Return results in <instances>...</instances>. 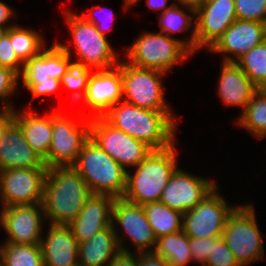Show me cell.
<instances>
[{
    "mask_svg": "<svg viewBox=\"0 0 266 266\" xmlns=\"http://www.w3.org/2000/svg\"><path fill=\"white\" fill-rule=\"evenodd\" d=\"M102 117L152 150H163L173 145L179 128V117L174 111L143 109L125 101L113 105Z\"/></svg>",
    "mask_w": 266,
    "mask_h": 266,
    "instance_id": "1",
    "label": "cell"
},
{
    "mask_svg": "<svg viewBox=\"0 0 266 266\" xmlns=\"http://www.w3.org/2000/svg\"><path fill=\"white\" fill-rule=\"evenodd\" d=\"M92 195L82 176L72 167H50L43 191L47 224L70 225Z\"/></svg>",
    "mask_w": 266,
    "mask_h": 266,
    "instance_id": "2",
    "label": "cell"
},
{
    "mask_svg": "<svg viewBox=\"0 0 266 266\" xmlns=\"http://www.w3.org/2000/svg\"><path fill=\"white\" fill-rule=\"evenodd\" d=\"M172 38L161 32L142 31L130 46L125 47L124 60L140 68L166 74L196 54V34ZM127 48V49H126Z\"/></svg>",
    "mask_w": 266,
    "mask_h": 266,
    "instance_id": "3",
    "label": "cell"
},
{
    "mask_svg": "<svg viewBox=\"0 0 266 266\" xmlns=\"http://www.w3.org/2000/svg\"><path fill=\"white\" fill-rule=\"evenodd\" d=\"M176 143L163 150H152L136 167L127 171L123 199L137 205L160 201L162 192L178 167ZM178 163V164H177Z\"/></svg>",
    "mask_w": 266,
    "mask_h": 266,
    "instance_id": "4",
    "label": "cell"
},
{
    "mask_svg": "<svg viewBox=\"0 0 266 266\" xmlns=\"http://www.w3.org/2000/svg\"><path fill=\"white\" fill-rule=\"evenodd\" d=\"M67 9H64L62 13L72 37L71 41H73L69 45L73 44L72 48L77 57H73L69 45L57 43L69 56H72L73 61L77 59L76 62L83 63L93 70H106L117 66L121 58H118L119 55L107 36L101 34L93 23L87 22L78 13Z\"/></svg>",
    "mask_w": 266,
    "mask_h": 266,
    "instance_id": "5",
    "label": "cell"
},
{
    "mask_svg": "<svg viewBox=\"0 0 266 266\" xmlns=\"http://www.w3.org/2000/svg\"><path fill=\"white\" fill-rule=\"evenodd\" d=\"M72 167L85 180L92 194L123 197L126 190L127 170L91 138L84 144Z\"/></svg>",
    "mask_w": 266,
    "mask_h": 266,
    "instance_id": "6",
    "label": "cell"
},
{
    "mask_svg": "<svg viewBox=\"0 0 266 266\" xmlns=\"http://www.w3.org/2000/svg\"><path fill=\"white\" fill-rule=\"evenodd\" d=\"M68 116L61 110L52 111V139L47 157V168L73 166L84 144L90 139L91 119L78 112Z\"/></svg>",
    "mask_w": 266,
    "mask_h": 266,
    "instance_id": "7",
    "label": "cell"
},
{
    "mask_svg": "<svg viewBox=\"0 0 266 266\" xmlns=\"http://www.w3.org/2000/svg\"><path fill=\"white\" fill-rule=\"evenodd\" d=\"M245 203L229 215L222 232V239L240 266L262 262L266 256L254 205Z\"/></svg>",
    "mask_w": 266,
    "mask_h": 266,
    "instance_id": "8",
    "label": "cell"
},
{
    "mask_svg": "<svg viewBox=\"0 0 266 266\" xmlns=\"http://www.w3.org/2000/svg\"><path fill=\"white\" fill-rule=\"evenodd\" d=\"M123 101L137 107L154 111H174L166 100L164 76L166 73L154 69L134 66L121 58Z\"/></svg>",
    "mask_w": 266,
    "mask_h": 266,
    "instance_id": "9",
    "label": "cell"
},
{
    "mask_svg": "<svg viewBox=\"0 0 266 266\" xmlns=\"http://www.w3.org/2000/svg\"><path fill=\"white\" fill-rule=\"evenodd\" d=\"M112 226L120 250L133 252V249L125 245L126 238L134 246V252L154 251L157 238L142 205L115 198L112 207Z\"/></svg>",
    "mask_w": 266,
    "mask_h": 266,
    "instance_id": "10",
    "label": "cell"
},
{
    "mask_svg": "<svg viewBox=\"0 0 266 266\" xmlns=\"http://www.w3.org/2000/svg\"><path fill=\"white\" fill-rule=\"evenodd\" d=\"M219 192L220 186L217 185L194 208L183 213L182 231L188 237H222L225 223L238 205L229 204Z\"/></svg>",
    "mask_w": 266,
    "mask_h": 266,
    "instance_id": "11",
    "label": "cell"
},
{
    "mask_svg": "<svg viewBox=\"0 0 266 266\" xmlns=\"http://www.w3.org/2000/svg\"><path fill=\"white\" fill-rule=\"evenodd\" d=\"M90 138L127 171L138 166L152 151L145 143L113 127L103 117L91 118Z\"/></svg>",
    "mask_w": 266,
    "mask_h": 266,
    "instance_id": "12",
    "label": "cell"
},
{
    "mask_svg": "<svg viewBox=\"0 0 266 266\" xmlns=\"http://www.w3.org/2000/svg\"><path fill=\"white\" fill-rule=\"evenodd\" d=\"M48 168H12L0 171L1 208L42 203Z\"/></svg>",
    "mask_w": 266,
    "mask_h": 266,
    "instance_id": "13",
    "label": "cell"
},
{
    "mask_svg": "<svg viewBox=\"0 0 266 266\" xmlns=\"http://www.w3.org/2000/svg\"><path fill=\"white\" fill-rule=\"evenodd\" d=\"M46 221L42 203L7 206L0 210V227L6 233L4 242L40 244Z\"/></svg>",
    "mask_w": 266,
    "mask_h": 266,
    "instance_id": "14",
    "label": "cell"
},
{
    "mask_svg": "<svg viewBox=\"0 0 266 266\" xmlns=\"http://www.w3.org/2000/svg\"><path fill=\"white\" fill-rule=\"evenodd\" d=\"M218 184L177 167L164 188L160 202L182 213L200 203Z\"/></svg>",
    "mask_w": 266,
    "mask_h": 266,
    "instance_id": "15",
    "label": "cell"
},
{
    "mask_svg": "<svg viewBox=\"0 0 266 266\" xmlns=\"http://www.w3.org/2000/svg\"><path fill=\"white\" fill-rule=\"evenodd\" d=\"M236 19L235 0H207L195 10L196 53L208 51Z\"/></svg>",
    "mask_w": 266,
    "mask_h": 266,
    "instance_id": "16",
    "label": "cell"
},
{
    "mask_svg": "<svg viewBox=\"0 0 266 266\" xmlns=\"http://www.w3.org/2000/svg\"><path fill=\"white\" fill-rule=\"evenodd\" d=\"M82 101L91 111L82 114L90 119L102 117L113 105L123 101L121 68L117 65L106 70H94Z\"/></svg>",
    "mask_w": 266,
    "mask_h": 266,
    "instance_id": "17",
    "label": "cell"
},
{
    "mask_svg": "<svg viewBox=\"0 0 266 266\" xmlns=\"http://www.w3.org/2000/svg\"><path fill=\"white\" fill-rule=\"evenodd\" d=\"M266 40V24L249 20H235L208 50L220 54L225 62H236L257 44Z\"/></svg>",
    "mask_w": 266,
    "mask_h": 266,
    "instance_id": "18",
    "label": "cell"
},
{
    "mask_svg": "<svg viewBox=\"0 0 266 266\" xmlns=\"http://www.w3.org/2000/svg\"><path fill=\"white\" fill-rule=\"evenodd\" d=\"M72 56L56 42L24 63L19 81L23 83L60 82L67 72Z\"/></svg>",
    "mask_w": 266,
    "mask_h": 266,
    "instance_id": "19",
    "label": "cell"
},
{
    "mask_svg": "<svg viewBox=\"0 0 266 266\" xmlns=\"http://www.w3.org/2000/svg\"><path fill=\"white\" fill-rule=\"evenodd\" d=\"M114 201L115 197L105 194H92L87 199L76 219L68 225L79 244L112 224Z\"/></svg>",
    "mask_w": 266,
    "mask_h": 266,
    "instance_id": "20",
    "label": "cell"
},
{
    "mask_svg": "<svg viewBox=\"0 0 266 266\" xmlns=\"http://www.w3.org/2000/svg\"><path fill=\"white\" fill-rule=\"evenodd\" d=\"M220 64L216 89L219 100L227 107H241V114L259 88L244 74L236 62L222 61Z\"/></svg>",
    "mask_w": 266,
    "mask_h": 266,
    "instance_id": "21",
    "label": "cell"
},
{
    "mask_svg": "<svg viewBox=\"0 0 266 266\" xmlns=\"http://www.w3.org/2000/svg\"><path fill=\"white\" fill-rule=\"evenodd\" d=\"M41 239L44 266H72L79 263V243L69 226L48 224Z\"/></svg>",
    "mask_w": 266,
    "mask_h": 266,
    "instance_id": "22",
    "label": "cell"
},
{
    "mask_svg": "<svg viewBox=\"0 0 266 266\" xmlns=\"http://www.w3.org/2000/svg\"><path fill=\"white\" fill-rule=\"evenodd\" d=\"M12 168H47L43 159L25 140L21 127L15 121L0 141V171Z\"/></svg>",
    "mask_w": 266,
    "mask_h": 266,
    "instance_id": "23",
    "label": "cell"
},
{
    "mask_svg": "<svg viewBox=\"0 0 266 266\" xmlns=\"http://www.w3.org/2000/svg\"><path fill=\"white\" fill-rule=\"evenodd\" d=\"M15 122L21 127L28 144L44 160L52 139V110L40 115L31 108L22 111L15 108Z\"/></svg>",
    "mask_w": 266,
    "mask_h": 266,
    "instance_id": "24",
    "label": "cell"
},
{
    "mask_svg": "<svg viewBox=\"0 0 266 266\" xmlns=\"http://www.w3.org/2000/svg\"><path fill=\"white\" fill-rule=\"evenodd\" d=\"M120 251L112 224L79 244L81 266H108Z\"/></svg>",
    "mask_w": 266,
    "mask_h": 266,
    "instance_id": "25",
    "label": "cell"
},
{
    "mask_svg": "<svg viewBox=\"0 0 266 266\" xmlns=\"http://www.w3.org/2000/svg\"><path fill=\"white\" fill-rule=\"evenodd\" d=\"M143 209L157 239L182 230V212L171 209L160 201L144 204Z\"/></svg>",
    "mask_w": 266,
    "mask_h": 266,
    "instance_id": "26",
    "label": "cell"
},
{
    "mask_svg": "<svg viewBox=\"0 0 266 266\" xmlns=\"http://www.w3.org/2000/svg\"><path fill=\"white\" fill-rule=\"evenodd\" d=\"M154 252L170 266H187L192 263L189 237L182 230L158 238Z\"/></svg>",
    "mask_w": 266,
    "mask_h": 266,
    "instance_id": "27",
    "label": "cell"
},
{
    "mask_svg": "<svg viewBox=\"0 0 266 266\" xmlns=\"http://www.w3.org/2000/svg\"><path fill=\"white\" fill-rule=\"evenodd\" d=\"M181 6V7H180ZM158 26L161 33L172 37L174 34L190 32L196 34L195 10L174 3L169 9L158 13ZM172 35V36H171Z\"/></svg>",
    "mask_w": 266,
    "mask_h": 266,
    "instance_id": "28",
    "label": "cell"
},
{
    "mask_svg": "<svg viewBox=\"0 0 266 266\" xmlns=\"http://www.w3.org/2000/svg\"><path fill=\"white\" fill-rule=\"evenodd\" d=\"M236 121L258 141L266 138V95L258 90Z\"/></svg>",
    "mask_w": 266,
    "mask_h": 266,
    "instance_id": "29",
    "label": "cell"
},
{
    "mask_svg": "<svg viewBox=\"0 0 266 266\" xmlns=\"http://www.w3.org/2000/svg\"><path fill=\"white\" fill-rule=\"evenodd\" d=\"M10 41L16 55L23 63L37 56L48 46L41 32L19 24L10 27Z\"/></svg>",
    "mask_w": 266,
    "mask_h": 266,
    "instance_id": "30",
    "label": "cell"
},
{
    "mask_svg": "<svg viewBox=\"0 0 266 266\" xmlns=\"http://www.w3.org/2000/svg\"><path fill=\"white\" fill-rule=\"evenodd\" d=\"M1 266H44L40 244L0 243Z\"/></svg>",
    "mask_w": 266,
    "mask_h": 266,
    "instance_id": "31",
    "label": "cell"
},
{
    "mask_svg": "<svg viewBox=\"0 0 266 266\" xmlns=\"http://www.w3.org/2000/svg\"><path fill=\"white\" fill-rule=\"evenodd\" d=\"M236 63L244 74L260 88L266 82V40L250 49Z\"/></svg>",
    "mask_w": 266,
    "mask_h": 266,
    "instance_id": "32",
    "label": "cell"
},
{
    "mask_svg": "<svg viewBox=\"0 0 266 266\" xmlns=\"http://www.w3.org/2000/svg\"><path fill=\"white\" fill-rule=\"evenodd\" d=\"M93 71V69L83 63L73 60L69 63L68 70L60 79V83L63 88L72 91V102L81 101L84 98L89 78Z\"/></svg>",
    "mask_w": 266,
    "mask_h": 266,
    "instance_id": "33",
    "label": "cell"
},
{
    "mask_svg": "<svg viewBox=\"0 0 266 266\" xmlns=\"http://www.w3.org/2000/svg\"><path fill=\"white\" fill-rule=\"evenodd\" d=\"M19 75L12 69L0 67V107L1 108H16L13 105L12 97L19 90ZM17 90V91H16ZM16 92V93H15ZM11 99V101H10Z\"/></svg>",
    "mask_w": 266,
    "mask_h": 266,
    "instance_id": "34",
    "label": "cell"
},
{
    "mask_svg": "<svg viewBox=\"0 0 266 266\" xmlns=\"http://www.w3.org/2000/svg\"><path fill=\"white\" fill-rule=\"evenodd\" d=\"M237 20L266 24V0H235Z\"/></svg>",
    "mask_w": 266,
    "mask_h": 266,
    "instance_id": "35",
    "label": "cell"
},
{
    "mask_svg": "<svg viewBox=\"0 0 266 266\" xmlns=\"http://www.w3.org/2000/svg\"><path fill=\"white\" fill-rule=\"evenodd\" d=\"M204 266H240L222 237H211V250Z\"/></svg>",
    "mask_w": 266,
    "mask_h": 266,
    "instance_id": "36",
    "label": "cell"
},
{
    "mask_svg": "<svg viewBox=\"0 0 266 266\" xmlns=\"http://www.w3.org/2000/svg\"><path fill=\"white\" fill-rule=\"evenodd\" d=\"M105 9L106 8L103 6L93 5V7H91L88 12L82 13L80 16H82L87 22L93 23L96 26L97 30L101 34L106 36V34L108 35V32L113 28L112 21L116 16L114 15L115 13L112 10ZM97 11L100 12L97 14ZM101 12L105 16H102V14L99 16Z\"/></svg>",
    "mask_w": 266,
    "mask_h": 266,
    "instance_id": "37",
    "label": "cell"
},
{
    "mask_svg": "<svg viewBox=\"0 0 266 266\" xmlns=\"http://www.w3.org/2000/svg\"><path fill=\"white\" fill-rule=\"evenodd\" d=\"M0 65L12 69L18 75L23 71L24 63L16 55L10 41V28L0 41Z\"/></svg>",
    "mask_w": 266,
    "mask_h": 266,
    "instance_id": "38",
    "label": "cell"
},
{
    "mask_svg": "<svg viewBox=\"0 0 266 266\" xmlns=\"http://www.w3.org/2000/svg\"><path fill=\"white\" fill-rule=\"evenodd\" d=\"M189 245L192 251V263L198 262L201 266H204L211 250V238L189 237Z\"/></svg>",
    "mask_w": 266,
    "mask_h": 266,
    "instance_id": "39",
    "label": "cell"
},
{
    "mask_svg": "<svg viewBox=\"0 0 266 266\" xmlns=\"http://www.w3.org/2000/svg\"><path fill=\"white\" fill-rule=\"evenodd\" d=\"M23 88L25 87L32 95V99L27 104L28 108H32V100L37 97H43L46 95L55 94V92H60L61 83L60 82H46V83H22Z\"/></svg>",
    "mask_w": 266,
    "mask_h": 266,
    "instance_id": "40",
    "label": "cell"
},
{
    "mask_svg": "<svg viewBox=\"0 0 266 266\" xmlns=\"http://www.w3.org/2000/svg\"><path fill=\"white\" fill-rule=\"evenodd\" d=\"M108 266H140L138 262V252L120 250Z\"/></svg>",
    "mask_w": 266,
    "mask_h": 266,
    "instance_id": "41",
    "label": "cell"
},
{
    "mask_svg": "<svg viewBox=\"0 0 266 266\" xmlns=\"http://www.w3.org/2000/svg\"><path fill=\"white\" fill-rule=\"evenodd\" d=\"M16 13L17 11L13 7L0 0V27L9 29L15 26L17 23L13 22V20L18 18Z\"/></svg>",
    "mask_w": 266,
    "mask_h": 266,
    "instance_id": "42",
    "label": "cell"
},
{
    "mask_svg": "<svg viewBox=\"0 0 266 266\" xmlns=\"http://www.w3.org/2000/svg\"><path fill=\"white\" fill-rule=\"evenodd\" d=\"M140 266H170L169 263L154 251L138 252Z\"/></svg>",
    "mask_w": 266,
    "mask_h": 266,
    "instance_id": "43",
    "label": "cell"
},
{
    "mask_svg": "<svg viewBox=\"0 0 266 266\" xmlns=\"http://www.w3.org/2000/svg\"><path fill=\"white\" fill-rule=\"evenodd\" d=\"M15 121V108L0 107V141L3 139L8 127Z\"/></svg>",
    "mask_w": 266,
    "mask_h": 266,
    "instance_id": "44",
    "label": "cell"
},
{
    "mask_svg": "<svg viewBox=\"0 0 266 266\" xmlns=\"http://www.w3.org/2000/svg\"><path fill=\"white\" fill-rule=\"evenodd\" d=\"M147 4V8L152 11H161L160 13L164 12L165 10L169 9L175 2H171L168 5V1L170 0H145Z\"/></svg>",
    "mask_w": 266,
    "mask_h": 266,
    "instance_id": "45",
    "label": "cell"
},
{
    "mask_svg": "<svg viewBox=\"0 0 266 266\" xmlns=\"http://www.w3.org/2000/svg\"><path fill=\"white\" fill-rule=\"evenodd\" d=\"M178 3H177V2ZM207 0H175L176 4H180L186 7L193 8L194 10H197L199 7H201Z\"/></svg>",
    "mask_w": 266,
    "mask_h": 266,
    "instance_id": "46",
    "label": "cell"
},
{
    "mask_svg": "<svg viewBox=\"0 0 266 266\" xmlns=\"http://www.w3.org/2000/svg\"><path fill=\"white\" fill-rule=\"evenodd\" d=\"M140 1L141 0H123V11L127 12L128 10H130L131 7H134Z\"/></svg>",
    "mask_w": 266,
    "mask_h": 266,
    "instance_id": "47",
    "label": "cell"
},
{
    "mask_svg": "<svg viewBox=\"0 0 266 266\" xmlns=\"http://www.w3.org/2000/svg\"><path fill=\"white\" fill-rule=\"evenodd\" d=\"M7 28H4V27H0V41H1V38L3 37V35L7 32Z\"/></svg>",
    "mask_w": 266,
    "mask_h": 266,
    "instance_id": "48",
    "label": "cell"
},
{
    "mask_svg": "<svg viewBox=\"0 0 266 266\" xmlns=\"http://www.w3.org/2000/svg\"><path fill=\"white\" fill-rule=\"evenodd\" d=\"M259 90L264 94L266 95V82L260 86Z\"/></svg>",
    "mask_w": 266,
    "mask_h": 266,
    "instance_id": "49",
    "label": "cell"
},
{
    "mask_svg": "<svg viewBox=\"0 0 266 266\" xmlns=\"http://www.w3.org/2000/svg\"><path fill=\"white\" fill-rule=\"evenodd\" d=\"M1 174H0V203H1Z\"/></svg>",
    "mask_w": 266,
    "mask_h": 266,
    "instance_id": "50",
    "label": "cell"
},
{
    "mask_svg": "<svg viewBox=\"0 0 266 266\" xmlns=\"http://www.w3.org/2000/svg\"><path fill=\"white\" fill-rule=\"evenodd\" d=\"M72 266H81L79 263H76V264H74V265H72Z\"/></svg>",
    "mask_w": 266,
    "mask_h": 266,
    "instance_id": "51",
    "label": "cell"
}]
</instances>
